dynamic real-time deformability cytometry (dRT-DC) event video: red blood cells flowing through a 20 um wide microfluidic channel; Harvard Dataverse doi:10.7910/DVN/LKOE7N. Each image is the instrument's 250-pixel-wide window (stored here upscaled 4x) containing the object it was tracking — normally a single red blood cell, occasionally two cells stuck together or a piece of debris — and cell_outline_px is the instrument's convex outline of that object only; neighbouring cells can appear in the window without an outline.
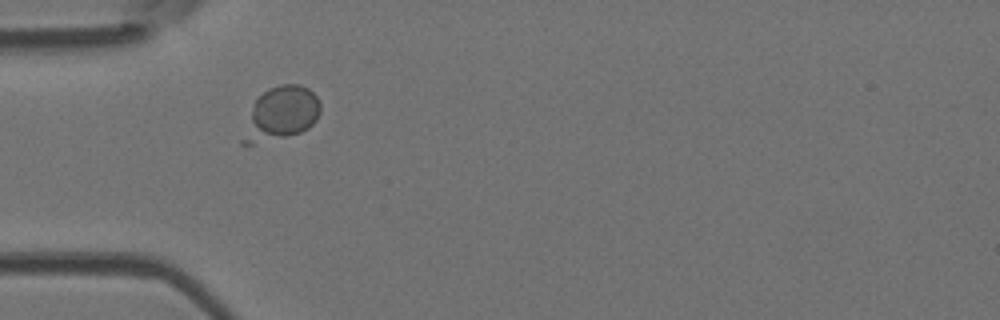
{"species": "Egyptian fruit bat (a non-hibernating species)", "species_latin": "Rousettus aegyptiacus", "temperature_condition": "room temperature", "stored_images_in_passage": 37, "camera_frame_rate_fps": 3000, "um_per_image_px": 0.085, "animal": {"sex": "female"}, "frame": {"image": 1, "passage_image": 1, "time_ms": 0.0, "image_size_px": [1000, 320], "cell_outline_px": [[320, 112], [316, 120], [308, 128], [300, 132], [288, 136], [252, 144], [240, 144], [240, 140], [252, 108], [256, 100], [268, 88], [280, 84], [300, 84], [308, 88], [316, 96], [320, 104]], "centroid_in_image_um": [23.88, 9.65], "position_along_channel_um": 61.1, "area_um2": 23.87}}
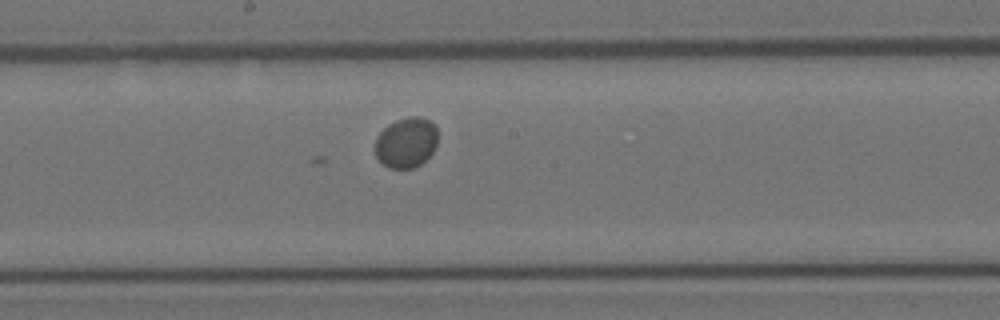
{"frame": {"image": 2, "passage_image": 13, "time_ms": 4.0, "image_size_px": [1000, 320], "cell_outline_px": [[436, 148], [420, 164], [412, 168], [388, 168], [376, 156], [376, 136], [388, 124], [396, 120], [412, 116], [420, 116], [436, 124]], "centroid_in_image_um": [34.53, 12.1], "position_along_channel_um": 213.7, "area_um2": 18.26}}
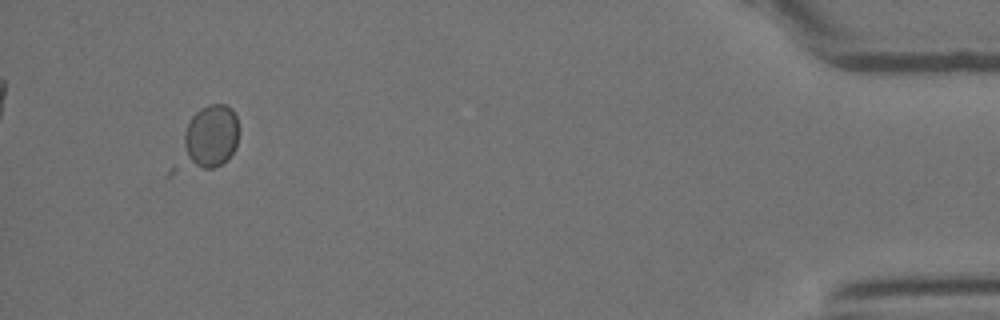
{"frame": {"image": 3, "passage_image": 34, "time_ms": 11.0, "image_size_px": [1000, 320], "cell_outline_px": [[236, 144], [232, 152], [220, 164], [212, 168], [172, 176], [164, 176], [184, 132], [192, 116], [200, 108], [208, 104], [224, 104], [232, 108], [236, 116]], "centroid_in_image_um": [17.45, 11.94], "position_along_channel_um": 417.8, "area_um2": 24.04}}